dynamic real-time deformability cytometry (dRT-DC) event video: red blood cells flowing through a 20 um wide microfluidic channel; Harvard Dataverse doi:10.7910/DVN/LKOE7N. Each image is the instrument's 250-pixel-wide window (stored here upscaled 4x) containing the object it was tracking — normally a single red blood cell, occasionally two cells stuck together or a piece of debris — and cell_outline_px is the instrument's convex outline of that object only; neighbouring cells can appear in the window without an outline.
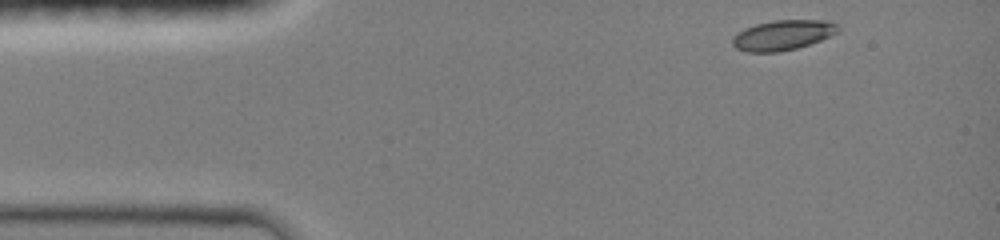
{"species": "common noctule bat (a hibernating species)", "species_latin": "Nyctalus noctula", "temperature_condition": "room temperature", "stored_images_in_passage": 12, "camera_frame_rate_fps": 3000, "um_per_image_px": 0.085, "animal": {"sex": "female", "body_mass_g": 19.0, "forearm_length_mm": 51.5}, "frame": {"image": 1, "passage_image": 1, "time_ms": 0.0, "image_size_px": [1000, 240], "cell_outline_px": [[840, 32], [820, 40], [796, 48], [780, 52], [744, 52], [736, 48], [732, 44], [732, 36], [744, 28], [756, 24], [772, 20], [820, 20], [836, 24], [840, 28]], "centroid_in_image_um": [66.5, 2.99], "position_along_channel_um": 18.5, "area_um2": 18.55}}
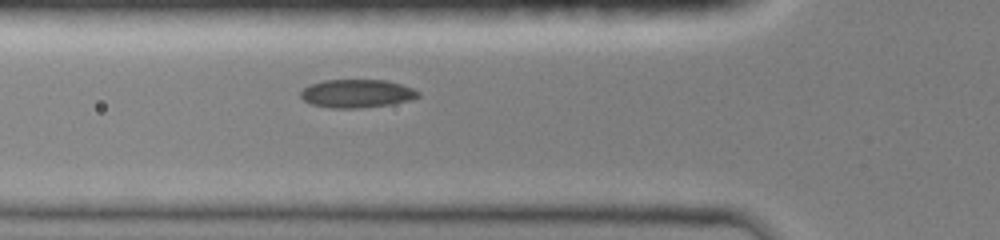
{"frame": {"image": 2, "passage_image": 9, "time_ms": 3.667, "image_size_px": [1000, 240], "cell_outline_px": [[420, 96], [408, 100], [388, 104], [360, 108], [332, 108], [312, 104], [304, 100], [300, 96], [300, 92], [304, 88], [312, 84], [324, 80], [384, 80], [400, 84], [412, 88], [420, 92]], "centroid_in_image_um": [30.32, 7.95], "position_along_channel_um": 95.5, "area_um2": 19.07}}
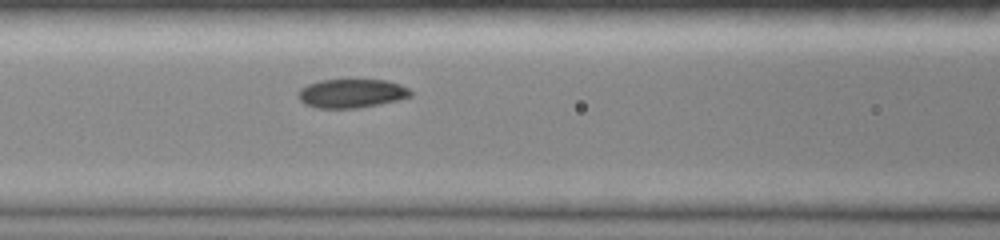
{"frame": {"image": 3, "passage_image": 12, "time_ms": 4.667, "image_size_px": [1000, 240], "cell_outline_px": [[412, 96], [396, 100], [356, 108], [316, 108], [304, 104], [296, 96], [296, 92], [300, 88], [308, 84], [320, 80], [388, 80], [400, 84], [408, 88], [412, 92]], "centroid_in_image_um": [29.83, 7.93], "position_along_channel_um": 136.8, "area_um2": 18.9}}